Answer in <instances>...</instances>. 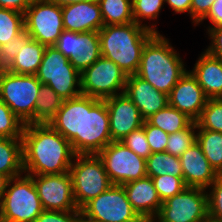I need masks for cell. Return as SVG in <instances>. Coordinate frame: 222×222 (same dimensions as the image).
I'll return each instance as SVG.
<instances>
[{
    "instance_id": "obj_1",
    "label": "cell",
    "mask_w": 222,
    "mask_h": 222,
    "mask_svg": "<svg viewBox=\"0 0 222 222\" xmlns=\"http://www.w3.org/2000/svg\"><path fill=\"white\" fill-rule=\"evenodd\" d=\"M22 154L28 175L68 173L76 155L71 143L48 123L25 124Z\"/></svg>"
},
{
    "instance_id": "obj_2",
    "label": "cell",
    "mask_w": 222,
    "mask_h": 222,
    "mask_svg": "<svg viewBox=\"0 0 222 222\" xmlns=\"http://www.w3.org/2000/svg\"><path fill=\"white\" fill-rule=\"evenodd\" d=\"M135 22L103 26L99 31L101 56L113 61L128 76L136 74L145 44L157 28Z\"/></svg>"
},
{
    "instance_id": "obj_3",
    "label": "cell",
    "mask_w": 222,
    "mask_h": 222,
    "mask_svg": "<svg viewBox=\"0 0 222 222\" xmlns=\"http://www.w3.org/2000/svg\"><path fill=\"white\" fill-rule=\"evenodd\" d=\"M187 71L180 55L169 41L156 33L144 46L136 75L158 91L169 95Z\"/></svg>"
},
{
    "instance_id": "obj_4",
    "label": "cell",
    "mask_w": 222,
    "mask_h": 222,
    "mask_svg": "<svg viewBox=\"0 0 222 222\" xmlns=\"http://www.w3.org/2000/svg\"><path fill=\"white\" fill-rule=\"evenodd\" d=\"M41 84L36 75L0 69V99L24 124H35V103Z\"/></svg>"
},
{
    "instance_id": "obj_5",
    "label": "cell",
    "mask_w": 222,
    "mask_h": 222,
    "mask_svg": "<svg viewBox=\"0 0 222 222\" xmlns=\"http://www.w3.org/2000/svg\"><path fill=\"white\" fill-rule=\"evenodd\" d=\"M43 211L30 175H19L9 180L0 203V216L12 222H34Z\"/></svg>"
},
{
    "instance_id": "obj_6",
    "label": "cell",
    "mask_w": 222,
    "mask_h": 222,
    "mask_svg": "<svg viewBox=\"0 0 222 222\" xmlns=\"http://www.w3.org/2000/svg\"><path fill=\"white\" fill-rule=\"evenodd\" d=\"M76 206L81 209L87 202L106 191L112 183L97 154H76L69 169Z\"/></svg>"
},
{
    "instance_id": "obj_7",
    "label": "cell",
    "mask_w": 222,
    "mask_h": 222,
    "mask_svg": "<svg viewBox=\"0 0 222 222\" xmlns=\"http://www.w3.org/2000/svg\"><path fill=\"white\" fill-rule=\"evenodd\" d=\"M36 77L42 84L52 88L63 100L82 94L81 73L55 46L45 47Z\"/></svg>"
},
{
    "instance_id": "obj_8",
    "label": "cell",
    "mask_w": 222,
    "mask_h": 222,
    "mask_svg": "<svg viewBox=\"0 0 222 222\" xmlns=\"http://www.w3.org/2000/svg\"><path fill=\"white\" fill-rule=\"evenodd\" d=\"M80 210L82 222H145L133 209L122 185L112 184Z\"/></svg>"
},
{
    "instance_id": "obj_9",
    "label": "cell",
    "mask_w": 222,
    "mask_h": 222,
    "mask_svg": "<svg viewBox=\"0 0 222 222\" xmlns=\"http://www.w3.org/2000/svg\"><path fill=\"white\" fill-rule=\"evenodd\" d=\"M126 80L127 75L119 66L101 56L81 73V93L104 100L123 94Z\"/></svg>"
},
{
    "instance_id": "obj_10",
    "label": "cell",
    "mask_w": 222,
    "mask_h": 222,
    "mask_svg": "<svg viewBox=\"0 0 222 222\" xmlns=\"http://www.w3.org/2000/svg\"><path fill=\"white\" fill-rule=\"evenodd\" d=\"M207 193L202 188L186 187L164 201L151 222H209Z\"/></svg>"
},
{
    "instance_id": "obj_11",
    "label": "cell",
    "mask_w": 222,
    "mask_h": 222,
    "mask_svg": "<svg viewBox=\"0 0 222 222\" xmlns=\"http://www.w3.org/2000/svg\"><path fill=\"white\" fill-rule=\"evenodd\" d=\"M97 155L114 185H124L147 176L146 160L120 141L110 142Z\"/></svg>"
},
{
    "instance_id": "obj_12",
    "label": "cell",
    "mask_w": 222,
    "mask_h": 222,
    "mask_svg": "<svg viewBox=\"0 0 222 222\" xmlns=\"http://www.w3.org/2000/svg\"><path fill=\"white\" fill-rule=\"evenodd\" d=\"M24 25L33 40L54 46L64 30L62 7L49 0H34L24 13Z\"/></svg>"
},
{
    "instance_id": "obj_13",
    "label": "cell",
    "mask_w": 222,
    "mask_h": 222,
    "mask_svg": "<svg viewBox=\"0 0 222 222\" xmlns=\"http://www.w3.org/2000/svg\"><path fill=\"white\" fill-rule=\"evenodd\" d=\"M111 140L105 100L84 95L82 154H98Z\"/></svg>"
},
{
    "instance_id": "obj_14",
    "label": "cell",
    "mask_w": 222,
    "mask_h": 222,
    "mask_svg": "<svg viewBox=\"0 0 222 222\" xmlns=\"http://www.w3.org/2000/svg\"><path fill=\"white\" fill-rule=\"evenodd\" d=\"M54 46L80 73L101 57L99 33L94 31L77 33L63 30Z\"/></svg>"
},
{
    "instance_id": "obj_15",
    "label": "cell",
    "mask_w": 222,
    "mask_h": 222,
    "mask_svg": "<svg viewBox=\"0 0 222 222\" xmlns=\"http://www.w3.org/2000/svg\"><path fill=\"white\" fill-rule=\"evenodd\" d=\"M34 181L44 210H78L70 173L30 175Z\"/></svg>"
},
{
    "instance_id": "obj_16",
    "label": "cell",
    "mask_w": 222,
    "mask_h": 222,
    "mask_svg": "<svg viewBox=\"0 0 222 222\" xmlns=\"http://www.w3.org/2000/svg\"><path fill=\"white\" fill-rule=\"evenodd\" d=\"M109 114L112 141H122L144 124L140 111L123 93L104 99Z\"/></svg>"
},
{
    "instance_id": "obj_17",
    "label": "cell",
    "mask_w": 222,
    "mask_h": 222,
    "mask_svg": "<svg viewBox=\"0 0 222 222\" xmlns=\"http://www.w3.org/2000/svg\"><path fill=\"white\" fill-rule=\"evenodd\" d=\"M83 109V94L64 100L61 108L48 123L71 143L76 154H82Z\"/></svg>"
},
{
    "instance_id": "obj_18",
    "label": "cell",
    "mask_w": 222,
    "mask_h": 222,
    "mask_svg": "<svg viewBox=\"0 0 222 222\" xmlns=\"http://www.w3.org/2000/svg\"><path fill=\"white\" fill-rule=\"evenodd\" d=\"M209 98L205 95L197 79L187 71L171 89L169 105L186 114L196 122Z\"/></svg>"
},
{
    "instance_id": "obj_19",
    "label": "cell",
    "mask_w": 222,
    "mask_h": 222,
    "mask_svg": "<svg viewBox=\"0 0 222 222\" xmlns=\"http://www.w3.org/2000/svg\"><path fill=\"white\" fill-rule=\"evenodd\" d=\"M124 94L138 108L145 121L169 104L168 95L136 74L127 76Z\"/></svg>"
},
{
    "instance_id": "obj_20",
    "label": "cell",
    "mask_w": 222,
    "mask_h": 222,
    "mask_svg": "<svg viewBox=\"0 0 222 222\" xmlns=\"http://www.w3.org/2000/svg\"><path fill=\"white\" fill-rule=\"evenodd\" d=\"M183 181L187 187L207 189L219 176L195 142L180 157Z\"/></svg>"
},
{
    "instance_id": "obj_21",
    "label": "cell",
    "mask_w": 222,
    "mask_h": 222,
    "mask_svg": "<svg viewBox=\"0 0 222 222\" xmlns=\"http://www.w3.org/2000/svg\"><path fill=\"white\" fill-rule=\"evenodd\" d=\"M62 19L64 30L77 33L98 32L104 26L98 0L63 6Z\"/></svg>"
},
{
    "instance_id": "obj_22",
    "label": "cell",
    "mask_w": 222,
    "mask_h": 222,
    "mask_svg": "<svg viewBox=\"0 0 222 222\" xmlns=\"http://www.w3.org/2000/svg\"><path fill=\"white\" fill-rule=\"evenodd\" d=\"M133 209L145 221L151 222L158 214L162 201L158 196L151 177L128 182L122 185Z\"/></svg>"
},
{
    "instance_id": "obj_23",
    "label": "cell",
    "mask_w": 222,
    "mask_h": 222,
    "mask_svg": "<svg viewBox=\"0 0 222 222\" xmlns=\"http://www.w3.org/2000/svg\"><path fill=\"white\" fill-rule=\"evenodd\" d=\"M191 74L209 99L222 97V61L206 51L198 58Z\"/></svg>"
},
{
    "instance_id": "obj_24",
    "label": "cell",
    "mask_w": 222,
    "mask_h": 222,
    "mask_svg": "<svg viewBox=\"0 0 222 222\" xmlns=\"http://www.w3.org/2000/svg\"><path fill=\"white\" fill-rule=\"evenodd\" d=\"M45 45L31 39L5 68L16 74L36 75L45 52Z\"/></svg>"
},
{
    "instance_id": "obj_25",
    "label": "cell",
    "mask_w": 222,
    "mask_h": 222,
    "mask_svg": "<svg viewBox=\"0 0 222 222\" xmlns=\"http://www.w3.org/2000/svg\"><path fill=\"white\" fill-rule=\"evenodd\" d=\"M0 173L10 179L24 173L22 139L0 138Z\"/></svg>"
},
{
    "instance_id": "obj_26",
    "label": "cell",
    "mask_w": 222,
    "mask_h": 222,
    "mask_svg": "<svg viewBox=\"0 0 222 222\" xmlns=\"http://www.w3.org/2000/svg\"><path fill=\"white\" fill-rule=\"evenodd\" d=\"M199 130V131H198ZM196 142L216 173L222 175V133L201 129L197 125Z\"/></svg>"
},
{
    "instance_id": "obj_27",
    "label": "cell",
    "mask_w": 222,
    "mask_h": 222,
    "mask_svg": "<svg viewBox=\"0 0 222 222\" xmlns=\"http://www.w3.org/2000/svg\"><path fill=\"white\" fill-rule=\"evenodd\" d=\"M147 121L167 134H172L185 129L193 122V120L186 114L176 108H173L169 104L157 113L153 114L147 119Z\"/></svg>"
},
{
    "instance_id": "obj_28",
    "label": "cell",
    "mask_w": 222,
    "mask_h": 222,
    "mask_svg": "<svg viewBox=\"0 0 222 222\" xmlns=\"http://www.w3.org/2000/svg\"><path fill=\"white\" fill-rule=\"evenodd\" d=\"M63 99L48 85L41 84L35 103V124H47L63 104Z\"/></svg>"
},
{
    "instance_id": "obj_29",
    "label": "cell",
    "mask_w": 222,
    "mask_h": 222,
    "mask_svg": "<svg viewBox=\"0 0 222 222\" xmlns=\"http://www.w3.org/2000/svg\"><path fill=\"white\" fill-rule=\"evenodd\" d=\"M147 176L158 177L161 175H172L183 177L180 158L167 152L152 153L146 159Z\"/></svg>"
},
{
    "instance_id": "obj_30",
    "label": "cell",
    "mask_w": 222,
    "mask_h": 222,
    "mask_svg": "<svg viewBox=\"0 0 222 222\" xmlns=\"http://www.w3.org/2000/svg\"><path fill=\"white\" fill-rule=\"evenodd\" d=\"M104 26L134 22L132 0H98Z\"/></svg>"
},
{
    "instance_id": "obj_31",
    "label": "cell",
    "mask_w": 222,
    "mask_h": 222,
    "mask_svg": "<svg viewBox=\"0 0 222 222\" xmlns=\"http://www.w3.org/2000/svg\"><path fill=\"white\" fill-rule=\"evenodd\" d=\"M24 30L23 13L0 8V46L11 41Z\"/></svg>"
},
{
    "instance_id": "obj_32",
    "label": "cell",
    "mask_w": 222,
    "mask_h": 222,
    "mask_svg": "<svg viewBox=\"0 0 222 222\" xmlns=\"http://www.w3.org/2000/svg\"><path fill=\"white\" fill-rule=\"evenodd\" d=\"M196 129L197 124L193 121L185 129L169 134L165 152L180 157L196 142Z\"/></svg>"
},
{
    "instance_id": "obj_33",
    "label": "cell",
    "mask_w": 222,
    "mask_h": 222,
    "mask_svg": "<svg viewBox=\"0 0 222 222\" xmlns=\"http://www.w3.org/2000/svg\"><path fill=\"white\" fill-rule=\"evenodd\" d=\"M25 124L0 99V138L22 139Z\"/></svg>"
},
{
    "instance_id": "obj_34",
    "label": "cell",
    "mask_w": 222,
    "mask_h": 222,
    "mask_svg": "<svg viewBox=\"0 0 222 222\" xmlns=\"http://www.w3.org/2000/svg\"><path fill=\"white\" fill-rule=\"evenodd\" d=\"M196 124L201 129L222 133V100L208 99Z\"/></svg>"
},
{
    "instance_id": "obj_35",
    "label": "cell",
    "mask_w": 222,
    "mask_h": 222,
    "mask_svg": "<svg viewBox=\"0 0 222 222\" xmlns=\"http://www.w3.org/2000/svg\"><path fill=\"white\" fill-rule=\"evenodd\" d=\"M151 179L162 203L174 195L181 193L187 187L183 181V177L166 174L151 177Z\"/></svg>"
},
{
    "instance_id": "obj_36",
    "label": "cell",
    "mask_w": 222,
    "mask_h": 222,
    "mask_svg": "<svg viewBox=\"0 0 222 222\" xmlns=\"http://www.w3.org/2000/svg\"><path fill=\"white\" fill-rule=\"evenodd\" d=\"M165 0H132L134 22L143 25L141 20H154L159 16Z\"/></svg>"
},
{
    "instance_id": "obj_37",
    "label": "cell",
    "mask_w": 222,
    "mask_h": 222,
    "mask_svg": "<svg viewBox=\"0 0 222 222\" xmlns=\"http://www.w3.org/2000/svg\"><path fill=\"white\" fill-rule=\"evenodd\" d=\"M207 193L209 222H222V175L218 176L208 187Z\"/></svg>"
},
{
    "instance_id": "obj_38",
    "label": "cell",
    "mask_w": 222,
    "mask_h": 222,
    "mask_svg": "<svg viewBox=\"0 0 222 222\" xmlns=\"http://www.w3.org/2000/svg\"><path fill=\"white\" fill-rule=\"evenodd\" d=\"M32 37L24 30L11 41L0 46V68H6Z\"/></svg>"
},
{
    "instance_id": "obj_39",
    "label": "cell",
    "mask_w": 222,
    "mask_h": 222,
    "mask_svg": "<svg viewBox=\"0 0 222 222\" xmlns=\"http://www.w3.org/2000/svg\"><path fill=\"white\" fill-rule=\"evenodd\" d=\"M121 143L145 160L152 154L146 139L144 124L128 134Z\"/></svg>"
},
{
    "instance_id": "obj_40",
    "label": "cell",
    "mask_w": 222,
    "mask_h": 222,
    "mask_svg": "<svg viewBox=\"0 0 222 222\" xmlns=\"http://www.w3.org/2000/svg\"><path fill=\"white\" fill-rule=\"evenodd\" d=\"M144 130L151 152H165L169 134L151 125L147 120L144 121Z\"/></svg>"
},
{
    "instance_id": "obj_41",
    "label": "cell",
    "mask_w": 222,
    "mask_h": 222,
    "mask_svg": "<svg viewBox=\"0 0 222 222\" xmlns=\"http://www.w3.org/2000/svg\"><path fill=\"white\" fill-rule=\"evenodd\" d=\"M34 222H82L81 210H44Z\"/></svg>"
},
{
    "instance_id": "obj_42",
    "label": "cell",
    "mask_w": 222,
    "mask_h": 222,
    "mask_svg": "<svg viewBox=\"0 0 222 222\" xmlns=\"http://www.w3.org/2000/svg\"><path fill=\"white\" fill-rule=\"evenodd\" d=\"M207 33H209L211 43L205 51L222 61V25L218 27H210Z\"/></svg>"
},
{
    "instance_id": "obj_43",
    "label": "cell",
    "mask_w": 222,
    "mask_h": 222,
    "mask_svg": "<svg viewBox=\"0 0 222 222\" xmlns=\"http://www.w3.org/2000/svg\"><path fill=\"white\" fill-rule=\"evenodd\" d=\"M215 0H192L191 19L196 24L209 12Z\"/></svg>"
},
{
    "instance_id": "obj_44",
    "label": "cell",
    "mask_w": 222,
    "mask_h": 222,
    "mask_svg": "<svg viewBox=\"0 0 222 222\" xmlns=\"http://www.w3.org/2000/svg\"><path fill=\"white\" fill-rule=\"evenodd\" d=\"M208 18L212 24L210 27H218L222 25V0H215L210 7L209 12L197 23L199 24L203 20Z\"/></svg>"
},
{
    "instance_id": "obj_45",
    "label": "cell",
    "mask_w": 222,
    "mask_h": 222,
    "mask_svg": "<svg viewBox=\"0 0 222 222\" xmlns=\"http://www.w3.org/2000/svg\"><path fill=\"white\" fill-rule=\"evenodd\" d=\"M34 0H0V8L25 13Z\"/></svg>"
},
{
    "instance_id": "obj_46",
    "label": "cell",
    "mask_w": 222,
    "mask_h": 222,
    "mask_svg": "<svg viewBox=\"0 0 222 222\" xmlns=\"http://www.w3.org/2000/svg\"><path fill=\"white\" fill-rule=\"evenodd\" d=\"M191 1L192 0H165V2L176 13L188 12L190 14V16H191Z\"/></svg>"
},
{
    "instance_id": "obj_47",
    "label": "cell",
    "mask_w": 222,
    "mask_h": 222,
    "mask_svg": "<svg viewBox=\"0 0 222 222\" xmlns=\"http://www.w3.org/2000/svg\"><path fill=\"white\" fill-rule=\"evenodd\" d=\"M10 178L0 173V203L2 201L3 195L7 189V185Z\"/></svg>"
},
{
    "instance_id": "obj_48",
    "label": "cell",
    "mask_w": 222,
    "mask_h": 222,
    "mask_svg": "<svg viewBox=\"0 0 222 222\" xmlns=\"http://www.w3.org/2000/svg\"><path fill=\"white\" fill-rule=\"evenodd\" d=\"M49 1L57 3L59 6L63 7L65 5L85 2V1H89V0H49Z\"/></svg>"
},
{
    "instance_id": "obj_49",
    "label": "cell",
    "mask_w": 222,
    "mask_h": 222,
    "mask_svg": "<svg viewBox=\"0 0 222 222\" xmlns=\"http://www.w3.org/2000/svg\"><path fill=\"white\" fill-rule=\"evenodd\" d=\"M0 222H12V221H9L8 219H5L2 216H0Z\"/></svg>"
}]
</instances>
